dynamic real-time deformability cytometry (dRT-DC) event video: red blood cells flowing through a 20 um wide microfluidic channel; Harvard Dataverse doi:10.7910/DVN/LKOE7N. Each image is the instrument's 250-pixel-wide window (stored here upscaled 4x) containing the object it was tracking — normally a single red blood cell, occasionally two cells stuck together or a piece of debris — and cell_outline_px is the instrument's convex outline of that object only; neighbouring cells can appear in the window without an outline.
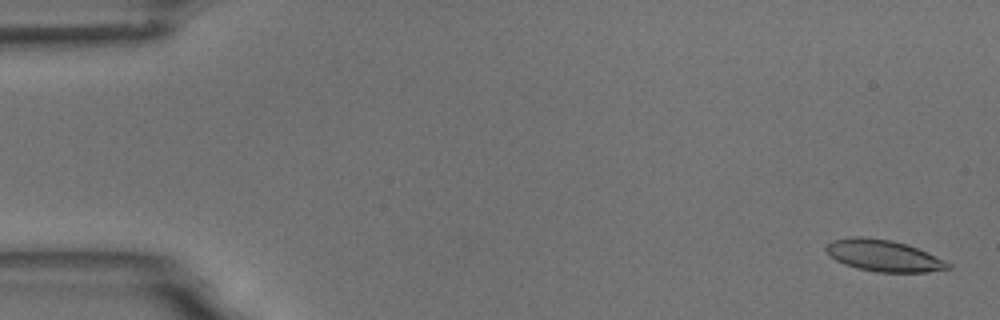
{"species": "common noctule bat (a hibernating species)", "species_latin": "Nyctalus noctula", "temperature_condition": "room temperature", "stored_images_in_passage": 5, "camera_frame_rate_fps": 3000, "um_per_image_px": 0.085, "animal": {"sex": "male", "body_mass_g": 18.8}, "frame": {"image": 1, "passage_image": 1, "time_ms": 0.0, "image_size_px": [1000, 320], "cell_outline_px": [[952, 268], [928, 272], [876, 272], [856, 268], [844, 264], [828, 256], [824, 248], [832, 240], [856, 236], [860, 236], [892, 240], [908, 244], [952, 264]], "centroid_in_image_um": [75.07, 21.73], "position_along_channel_um": 9.9, "area_um2": 22.48}}
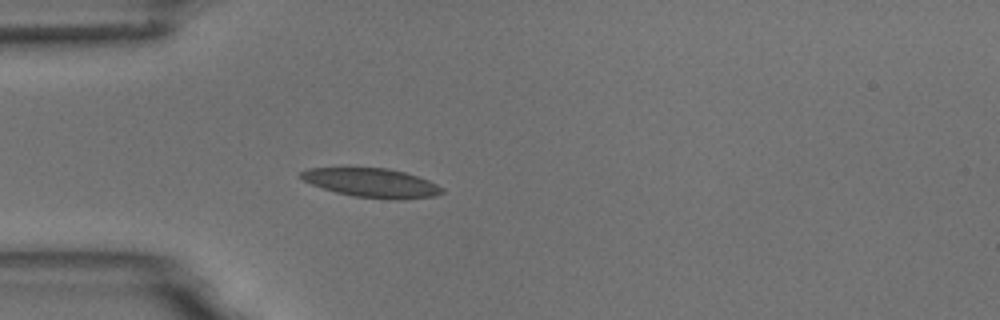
{"frame": {"image": 2, "passage_image": 5, "time_ms": 4.667, "image_size_px": [1000, 320], "cell_outline_px": [[444, 192], [436, 196], [404, 200], [388, 200], [352, 196], [336, 192], [312, 184], [304, 180], [300, 176], [300, 172], [308, 168], [388, 168], [404, 172], [428, 180], [444, 188]], "centroid_in_image_um": [31.65, 15.56], "position_along_channel_um": 53.4, "area_um2": 23.93}}